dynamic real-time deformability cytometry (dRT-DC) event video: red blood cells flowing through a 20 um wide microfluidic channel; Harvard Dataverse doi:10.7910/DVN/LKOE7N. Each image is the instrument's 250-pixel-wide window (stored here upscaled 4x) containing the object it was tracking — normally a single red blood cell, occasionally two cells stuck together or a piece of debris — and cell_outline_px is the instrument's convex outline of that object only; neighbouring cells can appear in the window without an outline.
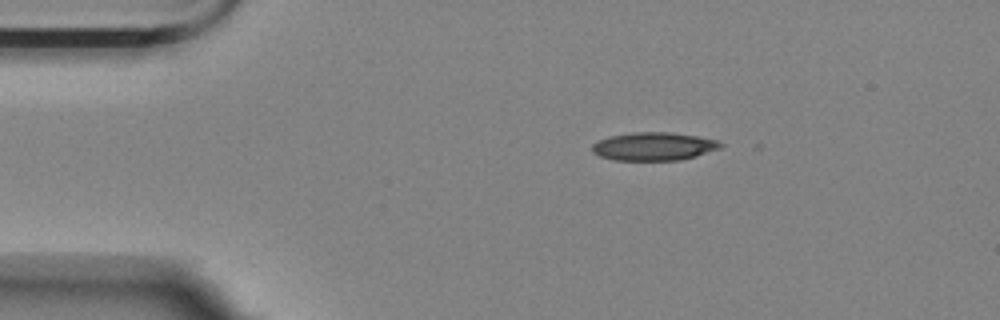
{"species": "Egyptian fruit bat (a non-hibernating species)", "species_latin": "Rousettus aegyptiacus", "temperature_condition": "room temperature", "stored_images_in_passage": 42, "camera_frame_rate_fps": 3000, "um_per_image_px": 0.085, "animal": {"sex": "female"}, "frame": {"image": 1, "passage_image": 1, "time_ms": 0.0, "image_size_px": [1000, 320], "cell_outline_px": [[724, 144], [720, 148], [696, 156], [680, 160], [616, 160], [600, 156], [592, 152], [592, 144], [608, 136], [632, 132], [672, 132], [696, 136], [716, 140]], "centroid_in_image_um": [55.56, 12.44], "position_along_channel_um": 29.4, "area_um2": 21.04}}
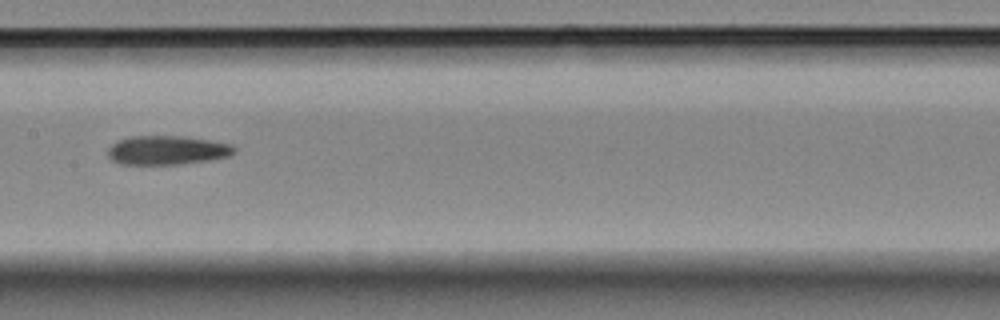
{"frame": {"image": 2, "passage_image": 19, "time_ms": 6.0, "image_size_px": [1000, 320], "cell_outline_px": [[236, 152], [228, 156], [208, 160], [180, 164], [120, 164], [112, 160], [108, 156], [108, 148], [112, 144], [120, 140], [132, 136], [180, 136], [208, 140], [232, 144], [236, 148]], "centroid_in_image_um": [14.21, 12.77], "position_along_channel_um": 193.2, "area_um2": 21.21}}
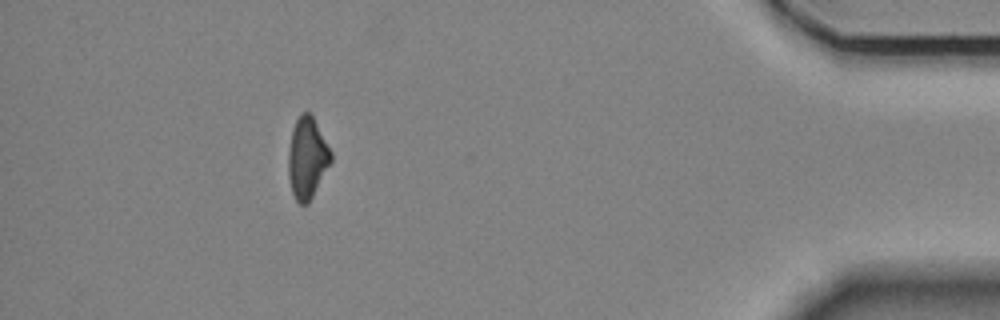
{"frame": {"image": 3, "passage_image": 42, "time_ms": 13.667, "image_size_px": [1000, 320], "cell_outline_px": [[332, 160], [308, 204], [300, 204], [296, 200], [292, 192], [288, 176], [288, 152], [292, 128], [300, 112], [308, 112], [312, 116], [332, 152]], "centroid_in_image_um": [26.09, 13.42], "position_along_channel_um": 409.1, "area_um2": 20.06}}